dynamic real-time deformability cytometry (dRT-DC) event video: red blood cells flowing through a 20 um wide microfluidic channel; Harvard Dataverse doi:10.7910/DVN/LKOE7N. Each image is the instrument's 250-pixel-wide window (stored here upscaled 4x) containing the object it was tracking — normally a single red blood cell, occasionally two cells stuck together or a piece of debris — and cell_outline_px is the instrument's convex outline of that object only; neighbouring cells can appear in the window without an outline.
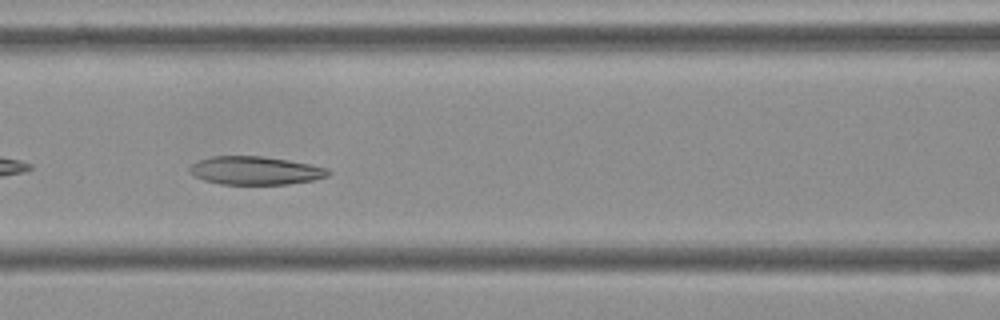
{"species": "Egyptian fruit bat (a non-hibernating species)", "species_latin": "Rousettus aegyptiacus", "temperature_condition": "cold", "stored_images_in_passage": 10, "camera_frame_rate_fps": 3000, "um_per_image_px": 0.085, "frame": {"image": 1, "passage_image": 7, "time_ms": 2.0, "image_size_px": [1000, 320], "cell_outline_px": [[332, 172], [328, 176], [312, 180], [288, 184], [220, 184], [204, 180], [192, 176], [188, 172], [188, 168], [196, 160], [212, 156], [260, 156], [288, 160], [312, 164], [328, 168]], "centroid_in_image_um": [21.67, 14.49], "position_along_channel_um": 144.9, "area_um2": 23.06}}
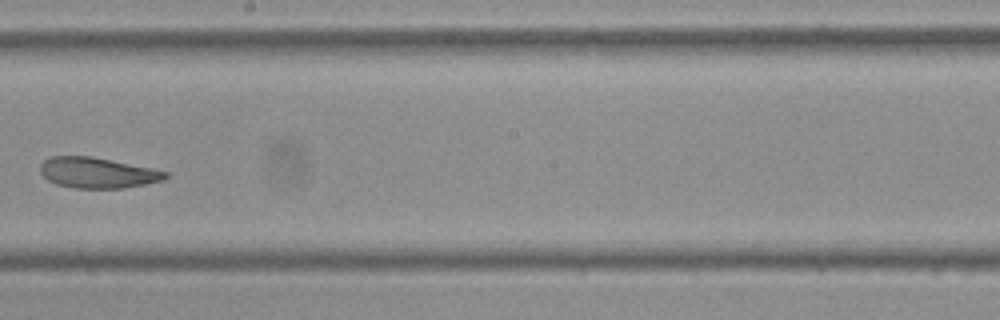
{"frame": {"image": 2, "passage_image": 9, "time_ms": 2.667, "image_size_px": [1000, 320], "cell_outline_px": [[168, 176], [164, 180], [124, 188], [76, 188], [56, 184], [48, 180], [40, 172], [40, 164], [44, 160], [52, 156], [92, 156], [152, 168], [168, 172]], "centroid_in_image_um": [8.28, 14.68], "position_along_channel_um": 239.9, "area_um2": 22.31}}
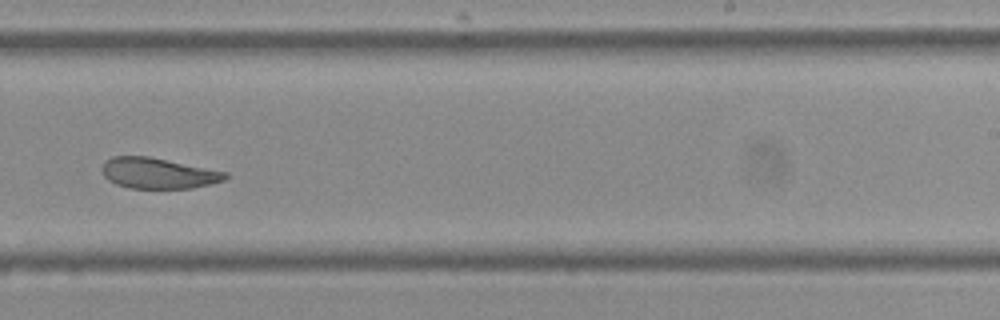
{"frame": {"image": 3, "passage_image": 10, "time_ms": 3.0, "image_size_px": [1000, 320], "cell_outline_px": [[228, 176], [224, 180], [192, 188], [128, 188], [116, 184], [108, 180], [104, 176], [100, 168], [104, 160], [112, 156], [148, 156], [228, 172]], "centroid_in_image_um": [13.39, 14.71], "position_along_channel_um": 275.6, "area_um2": 22.14}}